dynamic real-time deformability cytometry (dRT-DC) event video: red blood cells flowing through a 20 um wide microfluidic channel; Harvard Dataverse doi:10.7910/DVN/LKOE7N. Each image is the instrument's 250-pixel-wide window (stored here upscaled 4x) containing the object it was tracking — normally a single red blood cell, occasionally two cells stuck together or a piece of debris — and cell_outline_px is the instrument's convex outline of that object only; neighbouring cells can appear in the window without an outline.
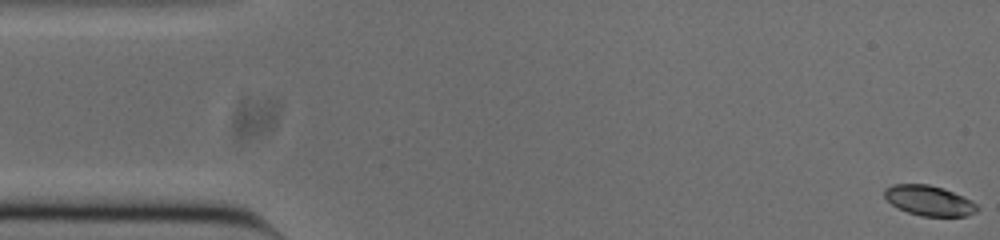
{"species": "common noctule bat (a hibernating species)", "species_latin": "Nyctalus noctula", "temperature_condition": "cold", "stored_images_in_passage": 53, "camera_frame_rate_fps": 3000, "um_per_image_px": 0.085, "animal": {"sex": "male", "body_mass_g": 20.0, "forearm_length_mm": 53.3}, "frame": {"image": 1, "passage_image": 1, "time_ms": 0.0, "image_size_px": [1000, 240], "cell_outline_px": [[980, 208], [976, 212], [968, 216], [920, 216], [908, 212], [892, 204], [884, 196], [884, 188], [892, 184], [928, 184], [944, 188], [972, 200]], "centroid_in_image_um": [79.0, 17.04], "position_along_channel_um": 6.0, "area_um2": 16.36}}
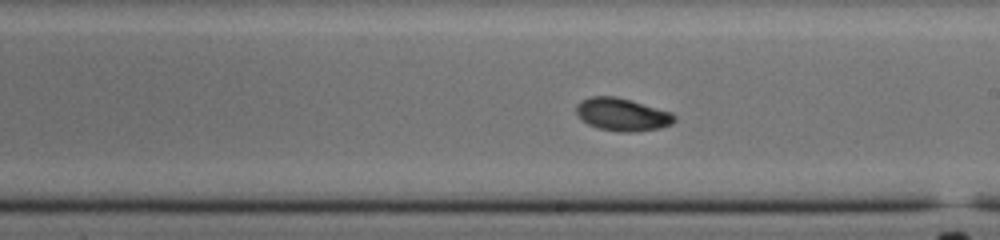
{"frame": {"image": 2, "passage_image": 29, "time_ms": 9.333, "image_size_px": [1000, 240], "cell_outline_px": [[676, 120], [672, 124], [660, 128], [632, 132], [620, 132], [600, 128], [588, 124], [580, 120], [576, 112], [576, 104], [580, 100], [588, 96], [616, 96], [632, 100], [672, 112], [676, 116]], "centroid_in_image_um": [52.88, 9.72], "position_along_channel_um": 236.1, "area_um2": 19.02}}
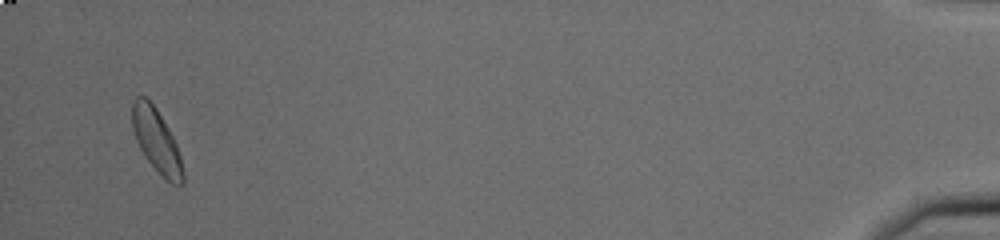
{"frame": {"image": 3, "passage_image": 51, "time_ms": 16.667, "image_size_px": [1000, 240], "cell_outline_px": [[184, 184], [172, 184], [148, 160], [140, 148], [136, 140], [132, 128], [132, 100], [136, 96], [148, 96], [156, 108], [168, 128], [176, 144], [180, 156], [184, 172]], "centroid_in_image_um": [13.29, 11.89], "position_along_channel_um": 421.9, "area_um2": 18.5}, "authors_computed_cell_mechanics": {"area_um2": 18.0336, "velocity_mm_per_s": 3.8147, "shape_relaxation_time_tau1_ms": 2.1609, "shape_relaxation_time_tau2_ms": null, "deformation_change_tau1": 0.0839, "deformation_change_tau2": null}}